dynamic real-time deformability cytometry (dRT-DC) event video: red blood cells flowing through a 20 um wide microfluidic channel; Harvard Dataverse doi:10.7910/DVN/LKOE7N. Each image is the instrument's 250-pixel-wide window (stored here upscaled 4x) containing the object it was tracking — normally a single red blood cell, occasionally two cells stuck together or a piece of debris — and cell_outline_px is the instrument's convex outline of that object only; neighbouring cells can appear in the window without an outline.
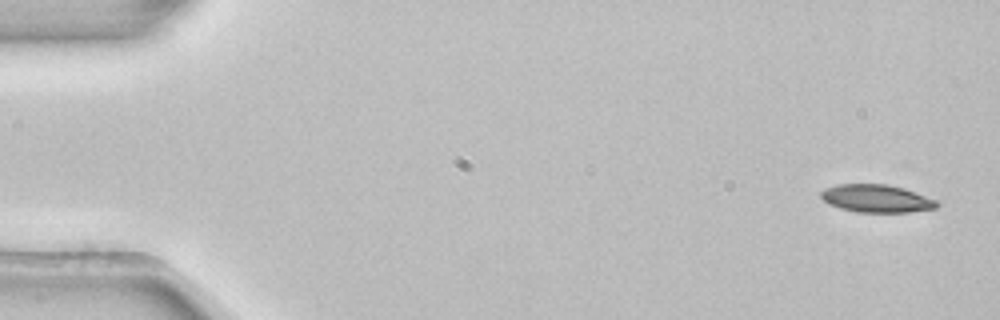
{"species": "common noctule bat (a hibernating species)", "species_latin": "Nyctalus noctula", "temperature_condition": "room temperature", "stored_images_in_passage": 4, "camera_frame_rate_fps": 3000, "um_per_image_px": 0.085, "animal": {"sex": "female", "body_mass_g": 22.7, "forearm_length_mm": 54.2}, "frame": {"image": 1, "passage_image": 1, "time_ms": 0.0, "image_size_px": [1000, 320], "cell_outline_px": [[940, 204], [936, 208], [908, 212], [856, 212], [840, 208], [828, 204], [820, 196], [820, 192], [824, 188], [836, 184], [888, 184], [904, 188], [936, 200]], "centroid_in_image_um": [74.47, 16.87], "position_along_channel_um": 10.5, "area_um2": 18.84}}
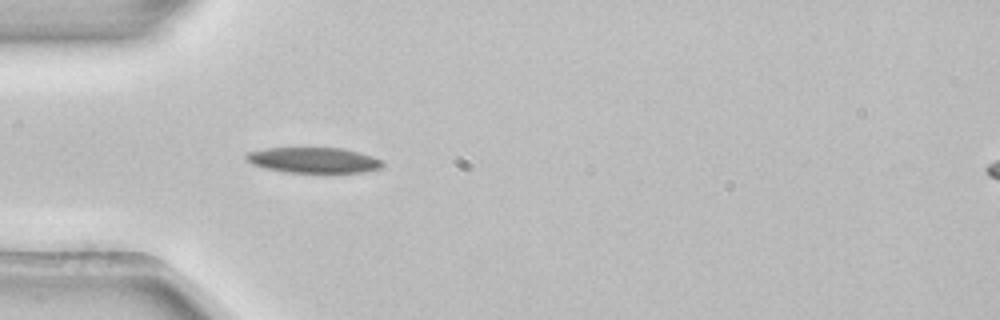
{"frame": {"image": 2, "passage_image": 4, "time_ms": 1.0, "image_size_px": [1000, 320], "cell_outline_px": [[384, 164], [380, 168], [360, 172], [284, 172], [264, 168], [252, 164], [244, 160], [244, 156], [248, 152], [264, 148], [344, 148], [360, 152], [384, 160]], "centroid_in_image_um": [26.63, 13.6], "position_along_channel_um": 58.4, "area_um2": 20.4}}